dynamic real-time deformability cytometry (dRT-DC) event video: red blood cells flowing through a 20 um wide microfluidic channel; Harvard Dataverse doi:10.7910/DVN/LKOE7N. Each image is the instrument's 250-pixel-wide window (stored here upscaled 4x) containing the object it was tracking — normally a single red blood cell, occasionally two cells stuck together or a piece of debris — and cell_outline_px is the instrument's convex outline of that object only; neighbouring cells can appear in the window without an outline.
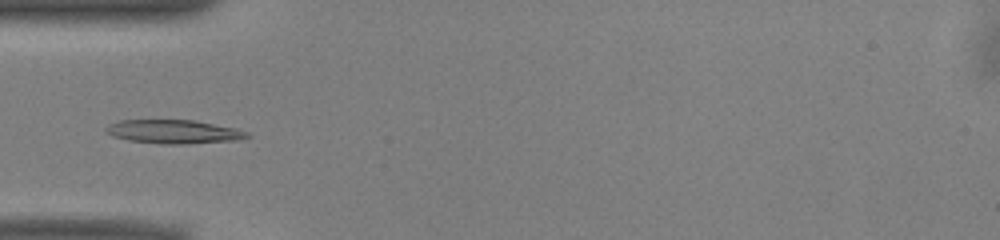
{"species": "common noctule bat (a hibernating species)", "species_latin": "Nyctalus noctula", "temperature_condition": "warm", "stored_images_in_passage": 51, "camera_frame_rate_fps": 3000, "um_per_image_px": 0.085, "animal": {"sex": "male", "body_mass_g": 13.0, "forearm_length_mm": 53.1}, "frame": {"image": 1, "passage_image": 16, "time_ms": 5.0, "image_size_px": [1000, 240], "cell_outline_px": [[252, 136], [236, 140], [184, 144], [160, 144], [128, 140], [112, 136], [104, 132], [104, 128], [108, 124], [120, 120], [192, 120], [236, 128], [248, 132]], "centroid_in_image_um": [14.72, 11.19], "position_along_channel_um": 70.3, "area_um2": 19.59}}
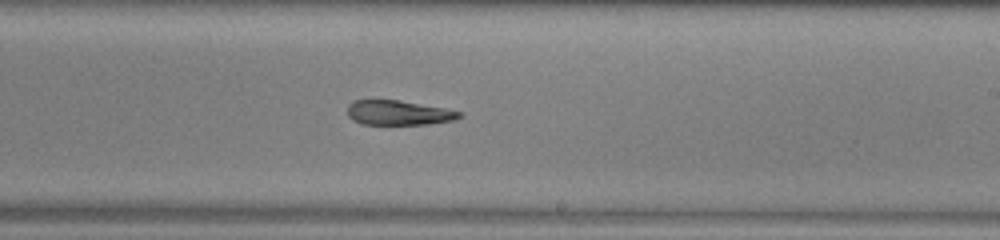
{"frame": {"image": 2, "passage_image": 30, "time_ms": 9.667, "image_size_px": [1000, 240], "cell_outline_px": [[464, 116], [452, 120], [428, 124], [360, 124], [352, 120], [348, 116], [348, 104], [352, 100], [400, 100], [444, 108], [460, 112]], "centroid_in_image_um": [33.83, 9.58], "position_along_channel_um": 255.2, "area_um2": 16.07}}
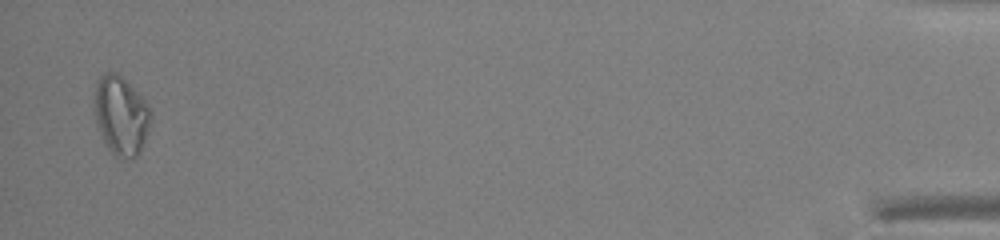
{"frame": {"image": 3, "passage_image": 50, "time_ms": 16.333, "image_size_px": [1000, 240], "cell_outline_px": [[152, 116], [140, 152], [132, 160], [116, 156], [108, 148], [96, 124], [92, 104], [96, 84], [100, 76], [104, 72], [116, 72], [152, 108]], "centroid_in_image_um": [10.26, 9.82], "position_along_channel_um": 424.9, "area_um2": 25.95}, "authors_computed_cell_mechanics": {"area_um2": 18.1492, "velocity_mm_per_s": 3.9584, "shape_relaxation_time_tau1_ms": null, "shape_relaxation_time_tau2_ms": 6.5831, "deformation_change_tau1": null, "deformation_change_tau2": 0.1781}}